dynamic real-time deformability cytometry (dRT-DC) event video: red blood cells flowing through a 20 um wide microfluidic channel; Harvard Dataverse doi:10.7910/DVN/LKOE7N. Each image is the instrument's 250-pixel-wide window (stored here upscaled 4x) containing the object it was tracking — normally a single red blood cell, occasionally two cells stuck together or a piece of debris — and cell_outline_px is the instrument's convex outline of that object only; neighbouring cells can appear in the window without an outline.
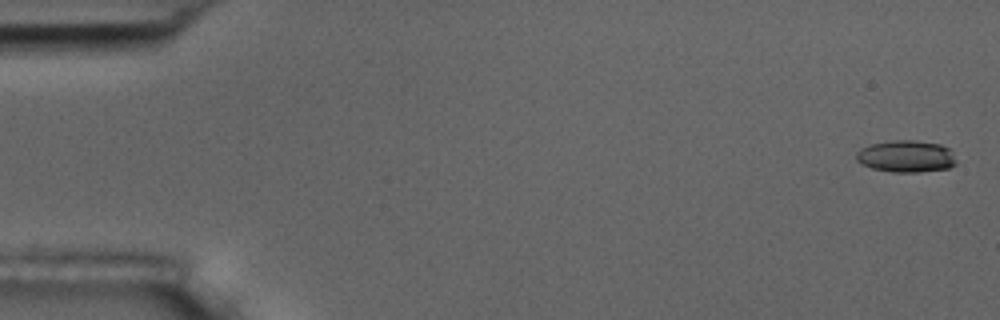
{"species": "common noctule bat (a hibernating species)", "species_latin": "Nyctalus noctula", "temperature_condition": "room temperature", "stored_images_in_passage": 9, "camera_frame_rate_fps": 3000, "um_per_image_px": 0.085, "animal": {"sex": "male", "body_mass_g": 17.5, "forearm_length_mm": 52.3}, "frame": {"image": 1, "passage_image": 1, "time_ms": 0.0, "image_size_px": [1000, 320], "cell_outline_px": [[956, 164], [948, 168], [920, 172], [892, 172], [872, 168], [860, 164], [856, 160], [856, 152], [860, 148], [868, 144], [892, 140], [916, 140], [940, 144], [948, 148], [956, 160]], "centroid_in_image_um": [76.98, 13.28], "position_along_channel_um": 8.0, "area_um2": 18.79}}
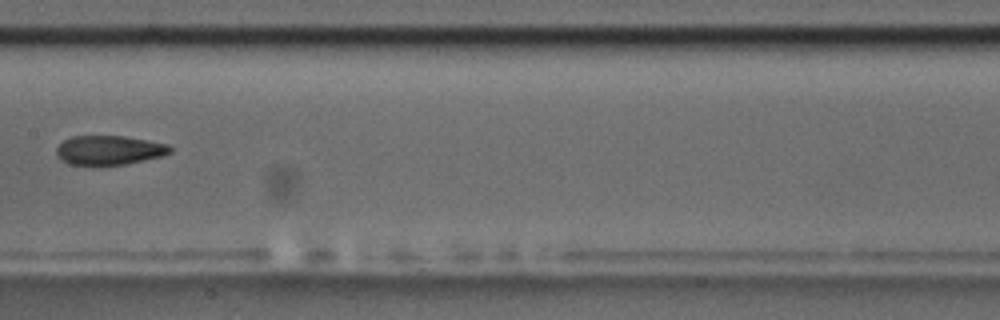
{"frame": {"image": 2, "passage_image": 8, "time_ms": 9.0, "image_size_px": [1000, 320], "cell_outline_px": [[172, 152], [160, 156], [144, 160], [124, 164], [100, 168], [92, 168], [68, 164], [56, 156], [56, 148], [64, 140], [72, 136], [124, 136], [148, 140], [168, 144], [172, 148]], "centroid_in_image_um": [9.22, 12.81], "position_along_channel_um": 198.2, "area_um2": 20.11}}
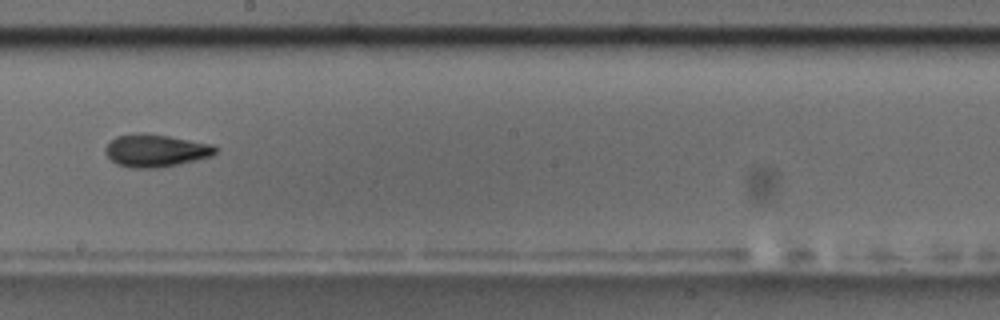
{"frame": {"image": 3, "passage_image": 9, "time_ms": 10.0, "image_size_px": [1000, 320], "cell_outline_px": [[216, 152], [212, 156], [160, 168], [136, 168], [116, 164], [104, 152], [104, 148], [116, 136], [140, 132], [144, 132], [168, 136], [212, 144], [216, 148]], "centroid_in_image_um": [13.21, 12.79], "position_along_channel_um": 235.0, "area_um2": 20.81}}